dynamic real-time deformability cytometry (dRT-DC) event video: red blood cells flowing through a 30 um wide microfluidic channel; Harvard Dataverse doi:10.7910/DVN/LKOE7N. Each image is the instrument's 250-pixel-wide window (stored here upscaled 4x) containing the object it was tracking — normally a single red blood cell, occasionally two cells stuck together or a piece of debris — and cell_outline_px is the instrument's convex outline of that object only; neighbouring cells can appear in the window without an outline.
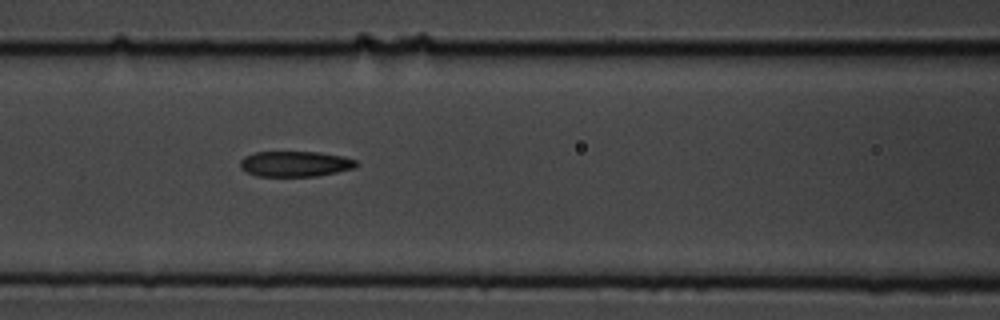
{"species": "common noctule bat (a hibernating species)", "species_latin": "Nyctalus noctula", "temperature_condition": "cold", "stored_images_in_passage": 11, "camera_frame_rate_fps": 3000, "um_per_image_px": 0.085, "animal": {"sex": "male", "body_mass_g": 19.5, "forearm_length_mm": 54.6}, "frame": {"image": 1, "passage_image": 7, "time_ms": 2.0, "image_size_px": [1000, 320], "cell_outline_px": [[360, 164], [352, 168], [336, 172], [316, 176], [256, 176], [240, 168], [240, 160], [244, 156], [256, 152], [320, 152], [344, 156], [356, 160]], "centroid_in_image_um": [25.09, 13.92], "position_along_channel_um": 141.5, "area_um2": 17.28}}
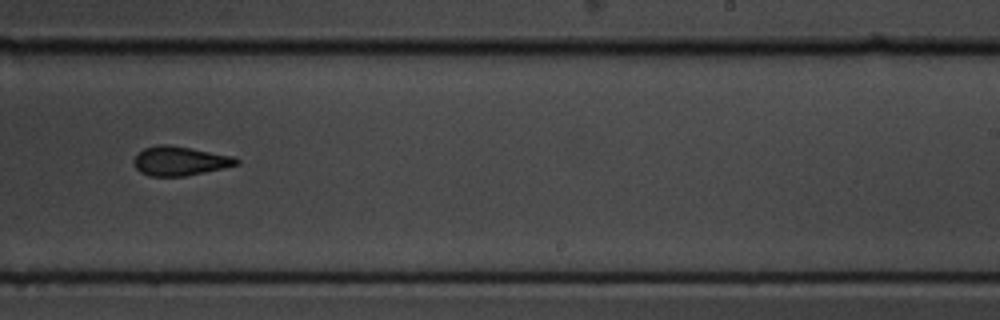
{"frame": {"image": 2, "passage_image": 10, "time_ms": 3.0, "image_size_px": [1000, 320], "cell_outline_px": [[240, 164], [224, 168], [184, 176], [148, 176], [140, 172], [132, 164], [132, 160], [136, 152], [144, 148], [156, 144], [172, 144], [236, 156], [240, 160]], "centroid_in_image_um": [15.27, 13.66], "position_along_channel_um": 273.7, "area_um2": 18.03}}
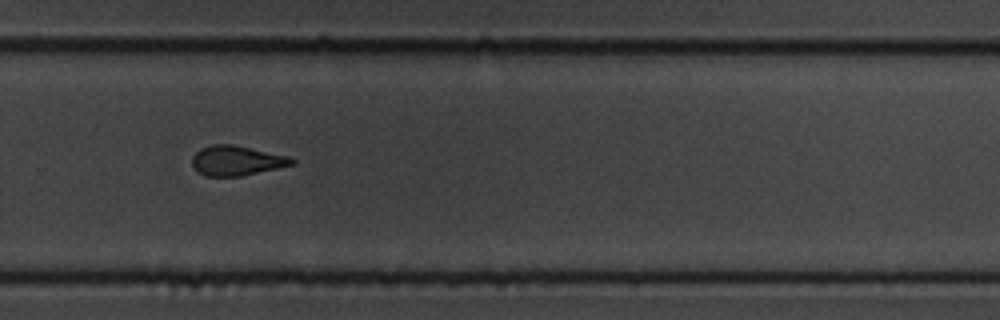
{"frame": {"image": 3, "passage_image": 11, "time_ms": 3.333, "image_size_px": [1000, 320], "cell_outline_px": [[296, 164], [240, 176], [204, 176], [192, 164], [192, 156], [200, 148], [212, 144], [232, 144], [288, 156], [296, 160]], "centroid_in_image_um": [20.11, 13.64], "position_along_channel_um": 309.7, "area_um2": 17.22}}